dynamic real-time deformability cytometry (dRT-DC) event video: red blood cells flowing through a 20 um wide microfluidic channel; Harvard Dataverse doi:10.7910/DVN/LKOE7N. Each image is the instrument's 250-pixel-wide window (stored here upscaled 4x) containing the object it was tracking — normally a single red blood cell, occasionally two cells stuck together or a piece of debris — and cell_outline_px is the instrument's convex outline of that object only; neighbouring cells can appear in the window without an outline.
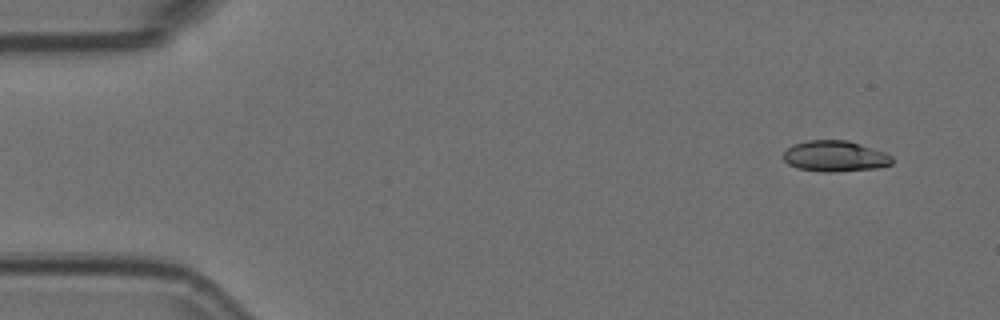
{"species": "Egyptian fruit bat (a non-hibernating species)", "species_latin": "Rousettus aegyptiacus", "temperature_condition": "room temperature", "stored_images_in_passage": 5, "camera_frame_rate_fps": 3000, "um_per_image_px": 0.085, "animal": {"sex": "female"}, "frame": {"image": 1, "passage_image": 1, "time_ms": 0.0, "image_size_px": [1000, 320], "cell_outline_px": [[892, 164], [876, 168], [832, 172], [824, 172], [796, 168], [788, 164], [784, 160], [784, 152], [792, 144], [808, 140], [848, 140], [884, 152], [892, 156]], "centroid_in_image_um": [70.95, 13.27], "position_along_channel_um": 14.0, "area_um2": 19.54}}
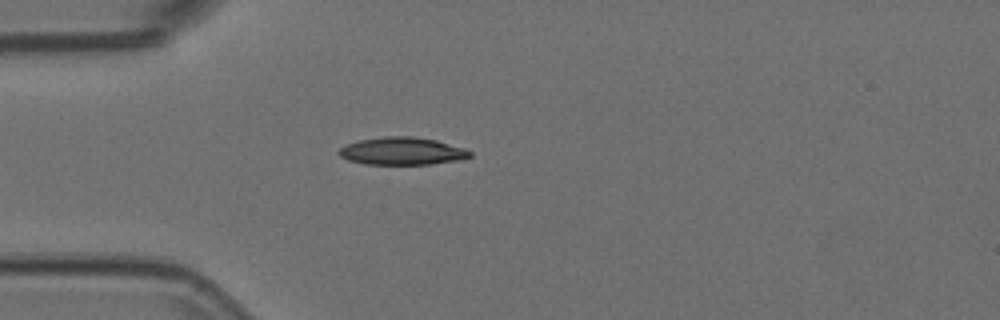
{"frame": {"image": 2, "passage_image": 4, "time_ms": 1.0, "image_size_px": [1000, 320], "cell_outline_px": [[472, 156], [460, 160], [432, 164], [364, 164], [348, 160], [340, 156], [336, 152], [340, 148], [348, 144], [360, 140], [384, 136], [412, 136], [436, 140], [464, 148], [472, 152]], "centroid_in_image_um": [34.19, 12.85], "position_along_channel_um": 50.8, "area_um2": 21.1}}